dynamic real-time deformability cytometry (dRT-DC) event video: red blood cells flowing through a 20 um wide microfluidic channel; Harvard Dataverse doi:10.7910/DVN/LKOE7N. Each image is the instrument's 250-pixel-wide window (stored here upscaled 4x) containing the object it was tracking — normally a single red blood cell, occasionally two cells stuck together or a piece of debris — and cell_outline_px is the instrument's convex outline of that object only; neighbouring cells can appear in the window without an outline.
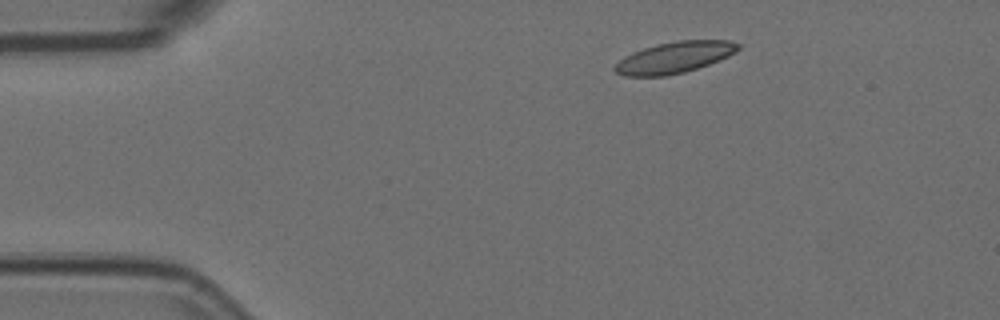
{"species": "Egyptian fruit bat (a non-hibernating species)", "species_latin": "Rousettus aegyptiacus", "temperature_condition": "room temperature", "stored_images_in_passage": 3, "camera_frame_rate_fps": 3000, "um_per_image_px": 0.085, "animal": {"sex": "female"}, "frame": {"image": 1, "passage_image": 1, "time_ms": 0.0, "image_size_px": [1000, 320], "cell_outline_px": [[740, 48], [736, 52], [728, 56], [708, 64], [684, 72], [664, 76], [624, 76], [616, 72], [612, 68], [624, 56], [632, 52], [656, 44], [676, 40], [728, 40], [740, 44]], "centroid_in_image_um": [57.31, 4.87], "position_along_channel_um": 27.7, "area_um2": 22.43}}